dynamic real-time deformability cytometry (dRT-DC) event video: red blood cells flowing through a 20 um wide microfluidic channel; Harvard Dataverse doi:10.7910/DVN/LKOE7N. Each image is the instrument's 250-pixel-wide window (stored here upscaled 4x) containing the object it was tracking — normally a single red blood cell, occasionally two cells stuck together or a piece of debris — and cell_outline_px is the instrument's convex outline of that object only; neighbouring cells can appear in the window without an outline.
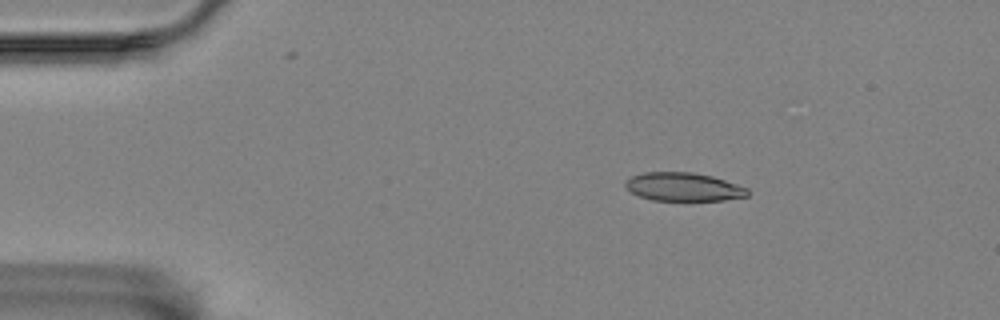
{"species": "Egyptian fruit bat (a non-hibernating species)", "species_latin": "Rousettus aegyptiacus", "temperature_condition": "room temperature", "stored_images_in_passage": 49, "camera_frame_rate_fps": 3000, "um_per_image_px": 0.085, "animal": {"sex": "female"}, "frame": {"image": 1, "passage_image": 1, "time_ms": 0.0, "image_size_px": [1000, 320], "cell_outline_px": [[748, 196], [724, 200], [652, 200], [640, 196], [624, 188], [624, 180], [632, 176], [644, 172], [692, 172], [712, 176], [748, 188]], "centroid_in_image_um": [58.05, 15.88], "position_along_channel_um": 26.9, "area_um2": 20.23}}
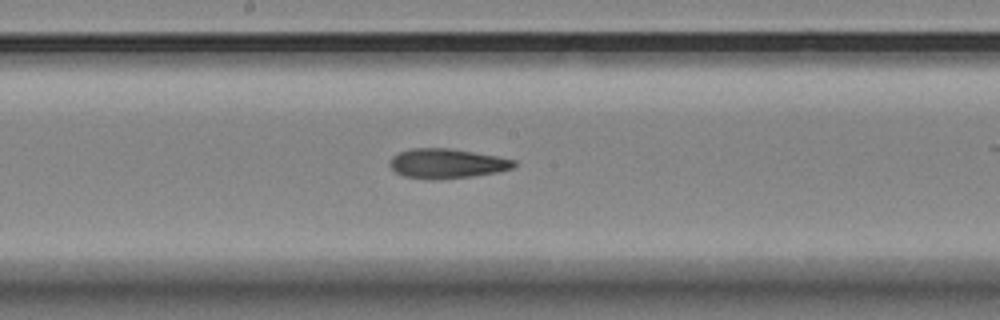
{"frame": {"image": 2, "passage_image": 22, "time_ms": 7.0, "image_size_px": [1000, 320], "cell_outline_px": [[516, 164], [512, 168], [496, 172], [472, 176], [436, 180], [428, 180], [404, 176], [396, 172], [388, 164], [388, 160], [392, 156], [400, 152], [412, 148], [448, 148], [496, 156], [516, 160]], "centroid_in_image_um": [37.93, 13.9], "position_along_channel_um": 210.3, "area_um2": 21.44}}
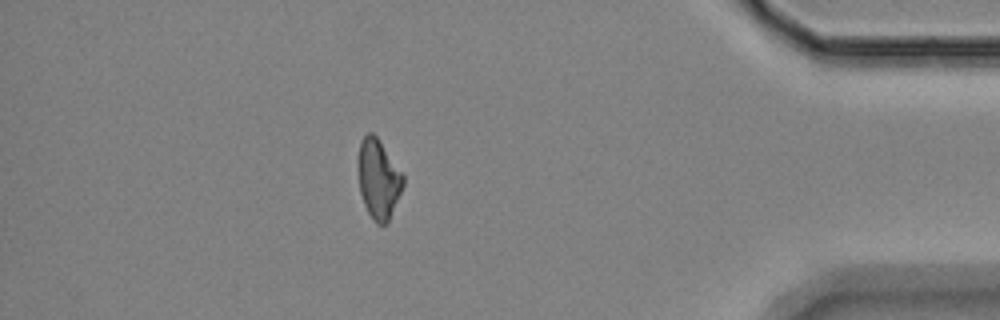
{"frame": {"image": 3, "passage_image": 42, "time_ms": 13.667, "image_size_px": [1000, 320], "cell_outline_px": [[404, 184], [388, 224], [376, 224], [372, 220], [364, 204], [360, 192], [356, 168], [356, 160], [360, 140], [368, 132], [372, 132], [376, 136], [404, 176]], "centroid_in_image_um": [32.13, 15.22], "position_along_channel_um": 403.1, "area_um2": 21.15}, "authors_computed_cell_mechanics": {"area_um2": 21.4438, "velocity_mm_per_s": 3.4853, "shape_relaxation_time_tau1_ms": 6.3905, "shape_relaxation_time_tau2_ms": 3.065, "deformation_change_tau1": 0.1703, "deformation_change_tau2": 0.1177}}